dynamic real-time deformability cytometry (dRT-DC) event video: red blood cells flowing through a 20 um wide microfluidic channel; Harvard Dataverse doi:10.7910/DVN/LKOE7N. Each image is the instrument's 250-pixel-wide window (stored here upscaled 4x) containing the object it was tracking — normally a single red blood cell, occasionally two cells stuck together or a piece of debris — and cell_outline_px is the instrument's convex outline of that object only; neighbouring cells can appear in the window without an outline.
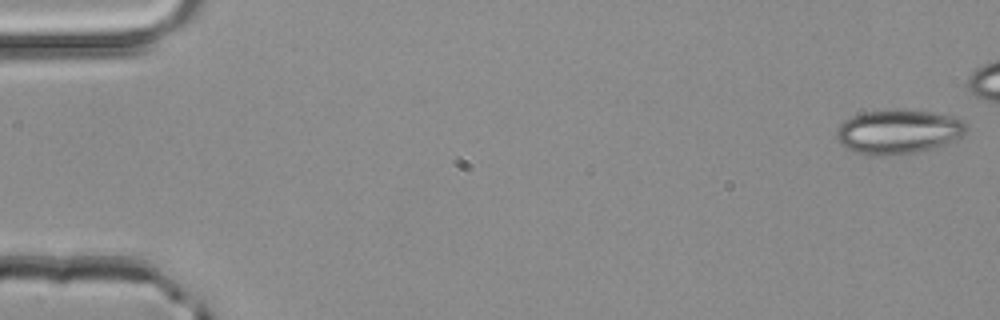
{"species": "common noctule bat (a hibernating species)", "species_latin": "Nyctalus noctula", "temperature_condition": "room temperature", "stored_images_in_passage": 5, "camera_frame_rate_fps": 3000, "um_per_image_px": 0.085, "animal": {"sex": "male", "body_mass_g": 20.4}, "frame": {"image": 1, "passage_image": 1, "time_ms": 0.0, "image_size_px": [1000, 320], "cell_outline_px": [[968, 128], [960, 136], [948, 144], [900, 156], [868, 156], [856, 152], [840, 144], [836, 140], [836, 132], [840, 124], [844, 120], [852, 116], [864, 112], [888, 108], [900, 108], [932, 112], [952, 116], [964, 120]], "centroid_in_image_um": [76.34, 11.19], "position_along_channel_um": 8.7, "area_um2": 34.33}}